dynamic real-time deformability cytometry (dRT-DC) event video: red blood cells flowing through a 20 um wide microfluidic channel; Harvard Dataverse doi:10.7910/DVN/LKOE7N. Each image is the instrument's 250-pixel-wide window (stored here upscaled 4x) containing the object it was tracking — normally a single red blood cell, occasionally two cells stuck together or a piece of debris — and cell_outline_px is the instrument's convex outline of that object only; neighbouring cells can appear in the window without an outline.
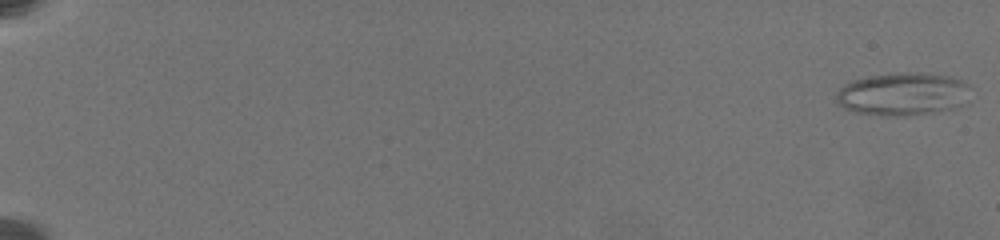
{"species": "common noctule bat (a hibernating species)", "species_latin": "Nyctalus noctula", "temperature_condition": "warm", "stored_images_in_passage": 34, "camera_frame_rate_fps": 3000, "um_per_image_px": 0.085, "animal": {"sex": "female", "body_mass_g": 19.5, "forearm_length_mm": 54.1}, "frame": {"image": 1, "passage_image": 1, "time_ms": 0.0, "image_size_px": [1000, 240], "cell_outline_px": [[968, 84], [952, 104], [948, 108], [924, 112], [856, 112], [840, 104], [836, 100], [836, 92], [844, 84], [856, 80], [872, 76], [904, 72], [920, 72], [948, 76], [964, 80]], "centroid_in_image_um": [76.58, 7.89], "position_along_channel_um": 8.4, "area_um2": 30.46}}
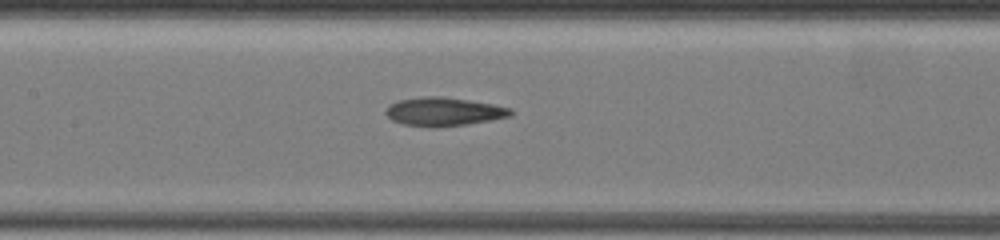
{"frame": {"image": 2, "passage_image": 30, "time_ms": 11.333, "image_size_px": [1000, 240], "cell_outline_px": [[512, 116], [492, 120], [436, 128], [432, 128], [404, 124], [392, 120], [384, 112], [388, 104], [400, 100], [424, 96], [444, 96], [492, 104], [512, 108]], "centroid_in_image_um": [37.71, 9.49], "position_along_channel_um": 169.7, "area_um2": 20.87}}
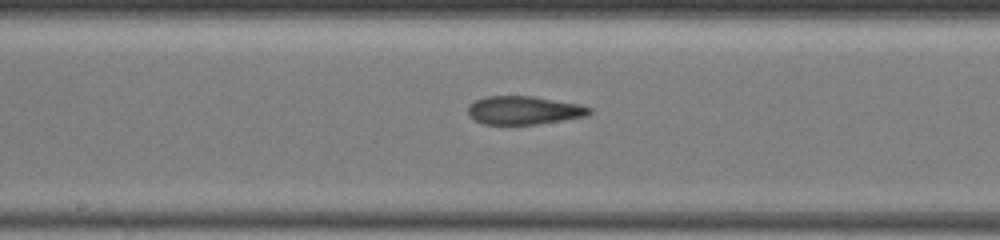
{"frame": {"image": 3, "passage_image": 33, "time_ms": 12.333, "image_size_px": [1000, 240], "cell_outline_px": [[592, 112], [584, 116], [536, 124], [484, 124], [468, 116], [468, 104], [476, 100], [488, 96], [532, 96], [580, 104], [592, 108]], "centroid_in_image_um": [44.51, 9.36], "position_along_channel_um": 203.7, "area_um2": 19.88}}